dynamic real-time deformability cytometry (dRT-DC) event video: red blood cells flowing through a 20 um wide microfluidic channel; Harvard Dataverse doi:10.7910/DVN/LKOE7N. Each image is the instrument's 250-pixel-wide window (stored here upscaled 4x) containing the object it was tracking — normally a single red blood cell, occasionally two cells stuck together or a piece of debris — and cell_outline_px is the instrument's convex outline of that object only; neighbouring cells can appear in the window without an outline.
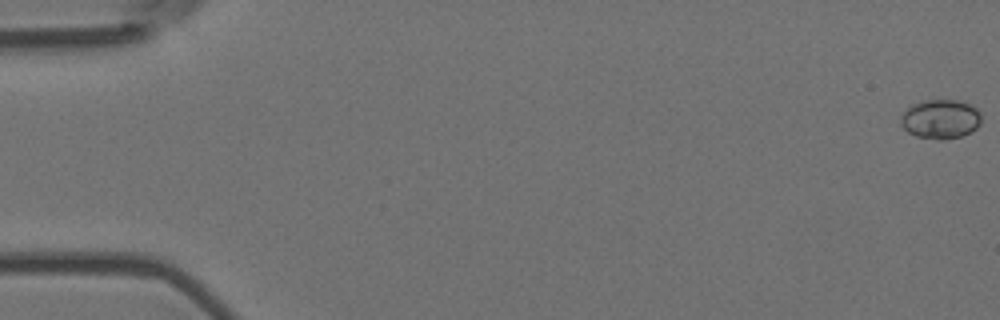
{"species": "Egyptian fruit bat (a non-hibernating species)", "species_latin": "Rousettus aegyptiacus", "temperature_condition": "room temperature", "stored_images_in_passage": 6, "camera_frame_rate_fps": 3000, "um_per_image_px": 0.085, "animal": {"sex": "female"}, "frame": {"image": 1, "passage_image": 1, "time_ms": 0.0, "image_size_px": [1000, 320], "cell_outline_px": [[980, 124], [972, 132], [960, 136], [944, 140], [936, 140], [916, 136], [908, 132], [900, 124], [900, 116], [912, 104], [924, 100], [956, 100], [972, 104], [980, 112]], "centroid_in_image_um": [79.94, 10.13], "position_along_channel_um": 5.1, "area_um2": 18.61}}
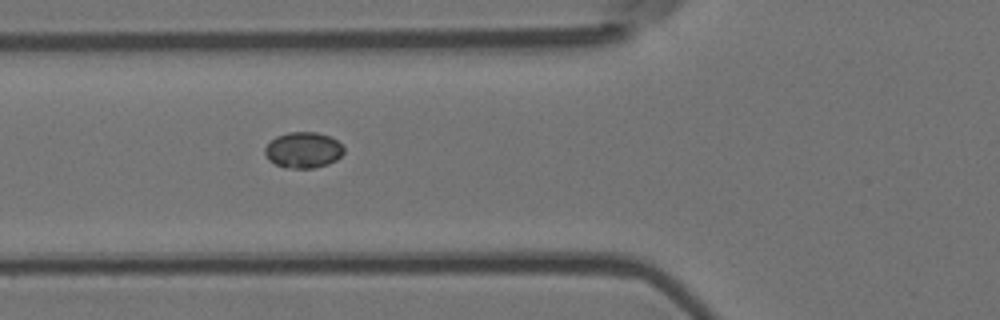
{"frame": {"image": 2, "passage_image": 6, "time_ms": 1.667, "image_size_px": [1000, 320], "cell_outline_px": [[344, 152], [336, 160], [328, 164], [312, 168], [292, 168], [276, 164], [268, 160], [264, 152], [264, 148], [276, 136], [288, 132], [316, 132], [328, 136], [336, 140], [344, 148]], "centroid_in_image_um": [25.77, 12.75], "position_along_channel_um": 100.0, "area_um2": 16.36}}